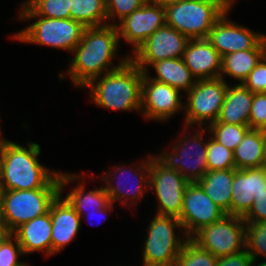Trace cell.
<instances>
[{
	"label": "cell",
	"mask_w": 266,
	"mask_h": 266,
	"mask_svg": "<svg viewBox=\"0 0 266 266\" xmlns=\"http://www.w3.org/2000/svg\"><path fill=\"white\" fill-rule=\"evenodd\" d=\"M8 234V231L6 230L4 225H0V242L3 240V238Z\"/></svg>",
	"instance_id": "obj_42"
},
{
	"label": "cell",
	"mask_w": 266,
	"mask_h": 266,
	"mask_svg": "<svg viewBox=\"0 0 266 266\" xmlns=\"http://www.w3.org/2000/svg\"><path fill=\"white\" fill-rule=\"evenodd\" d=\"M130 169H126L125 167L114 166V168H111V172H103L101 175V180L103 179L104 183L106 184L104 187L106 189L107 194L109 195L110 202L113 204L119 200V202L129 207L131 204L134 206L135 202H139L138 200H142L144 197V193L147 191L149 192V174H150V168H149V155L147 156V160L138 162L137 166H133ZM134 170V171H133ZM134 172V173H133ZM129 173L135 176V181L130 184L131 181V175L129 176ZM117 174L123 178L126 177V182L123 184V181H121L122 178L117 176ZM125 175V177H124ZM116 180L113 182V180ZM128 179V180H127ZM119 180V181H118ZM121 181V182H120ZM130 181V182H128ZM116 184V185H115ZM127 184V185H126ZM134 185L131 188L128 185ZM122 185V186H121ZM127 189V190H126ZM130 200V202H129Z\"/></svg>",
	"instance_id": "obj_14"
},
{
	"label": "cell",
	"mask_w": 266,
	"mask_h": 266,
	"mask_svg": "<svg viewBox=\"0 0 266 266\" xmlns=\"http://www.w3.org/2000/svg\"><path fill=\"white\" fill-rule=\"evenodd\" d=\"M18 19L35 21L21 31L12 34L11 39L21 42L48 46L55 49L71 51L81 41L85 26L78 21L68 19L46 18L41 16H18ZM37 19V20H36Z\"/></svg>",
	"instance_id": "obj_5"
},
{
	"label": "cell",
	"mask_w": 266,
	"mask_h": 266,
	"mask_svg": "<svg viewBox=\"0 0 266 266\" xmlns=\"http://www.w3.org/2000/svg\"><path fill=\"white\" fill-rule=\"evenodd\" d=\"M143 75L144 72L129 59L120 68L93 79L84 88L90 89L91 102L98 107L140 112Z\"/></svg>",
	"instance_id": "obj_3"
},
{
	"label": "cell",
	"mask_w": 266,
	"mask_h": 266,
	"mask_svg": "<svg viewBox=\"0 0 266 266\" xmlns=\"http://www.w3.org/2000/svg\"><path fill=\"white\" fill-rule=\"evenodd\" d=\"M52 222L50 212L38 216L22 224L12 234L17 238L24 255L44 252L46 256L52 255Z\"/></svg>",
	"instance_id": "obj_21"
},
{
	"label": "cell",
	"mask_w": 266,
	"mask_h": 266,
	"mask_svg": "<svg viewBox=\"0 0 266 266\" xmlns=\"http://www.w3.org/2000/svg\"><path fill=\"white\" fill-rule=\"evenodd\" d=\"M226 213L212 201L197 183L186 186L183 208L178 219L186 236L191 238L197 231L221 219Z\"/></svg>",
	"instance_id": "obj_16"
},
{
	"label": "cell",
	"mask_w": 266,
	"mask_h": 266,
	"mask_svg": "<svg viewBox=\"0 0 266 266\" xmlns=\"http://www.w3.org/2000/svg\"><path fill=\"white\" fill-rule=\"evenodd\" d=\"M251 129L266 131V93H254L249 116Z\"/></svg>",
	"instance_id": "obj_36"
},
{
	"label": "cell",
	"mask_w": 266,
	"mask_h": 266,
	"mask_svg": "<svg viewBox=\"0 0 266 266\" xmlns=\"http://www.w3.org/2000/svg\"><path fill=\"white\" fill-rule=\"evenodd\" d=\"M217 259L189 238L182 247L174 266H216Z\"/></svg>",
	"instance_id": "obj_31"
},
{
	"label": "cell",
	"mask_w": 266,
	"mask_h": 266,
	"mask_svg": "<svg viewBox=\"0 0 266 266\" xmlns=\"http://www.w3.org/2000/svg\"><path fill=\"white\" fill-rule=\"evenodd\" d=\"M198 131L187 138V131L183 132L176 143L172 144L171 152L160 151L154 155L169 169L178 171L190 183L198 182L208 171L207 166V141L205 134L207 128H197ZM204 134V135H203ZM182 137V138H181ZM184 138V139H183Z\"/></svg>",
	"instance_id": "obj_8"
},
{
	"label": "cell",
	"mask_w": 266,
	"mask_h": 266,
	"mask_svg": "<svg viewBox=\"0 0 266 266\" xmlns=\"http://www.w3.org/2000/svg\"><path fill=\"white\" fill-rule=\"evenodd\" d=\"M79 179L82 180L85 178L80 174H74V172L71 174L60 172V194L52 202L49 209L52 222V255L60 252L73 242L80 229L82 220L80 215L69 202L62 197L64 187L73 181L79 182Z\"/></svg>",
	"instance_id": "obj_12"
},
{
	"label": "cell",
	"mask_w": 266,
	"mask_h": 266,
	"mask_svg": "<svg viewBox=\"0 0 266 266\" xmlns=\"http://www.w3.org/2000/svg\"><path fill=\"white\" fill-rule=\"evenodd\" d=\"M176 229L182 232L181 238L175 233ZM147 231L148 235L143 243L142 265L174 266L182 247L189 239L180 220L174 216L155 214Z\"/></svg>",
	"instance_id": "obj_6"
},
{
	"label": "cell",
	"mask_w": 266,
	"mask_h": 266,
	"mask_svg": "<svg viewBox=\"0 0 266 266\" xmlns=\"http://www.w3.org/2000/svg\"><path fill=\"white\" fill-rule=\"evenodd\" d=\"M245 223L266 221V190L254 195V202L249 212L243 217Z\"/></svg>",
	"instance_id": "obj_38"
},
{
	"label": "cell",
	"mask_w": 266,
	"mask_h": 266,
	"mask_svg": "<svg viewBox=\"0 0 266 266\" xmlns=\"http://www.w3.org/2000/svg\"><path fill=\"white\" fill-rule=\"evenodd\" d=\"M264 153H265V166H266V131H265V145H264Z\"/></svg>",
	"instance_id": "obj_47"
},
{
	"label": "cell",
	"mask_w": 266,
	"mask_h": 266,
	"mask_svg": "<svg viewBox=\"0 0 266 266\" xmlns=\"http://www.w3.org/2000/svg\"><path fill=\"white\" fill-rule=\"evenodd\" d=\"M180 91L165 83L149 78L144 73L141 95V115L157 122L168 121L176 113L184 110Z\"/></svg>",
	"instance_id": "obj_17"
},
{
	"label": "cell",
	"mask_w": 266,
	"mask_h": 266,
	"mask_svg": "<svg viewBox=\"0 0 266 266\" xmlns=\"http://www.w3.org/2000/svg\"><path fill=\"white\" fill-rule=\"evenodd\" d=\"M182 58L196 80L220 77L222 57L206 38L190 39Z\"/></svg>",
	"instance_id": "obj_20"
},
{
	"label": "cell",
	"mask_w": 266,
	"mask_h": 266,
	"mask_svg": "<svg viewBox=\"0 0 266 266\" xmlns=\"http://www.w3.org/2000/svg\"><path fill=\"white\" fill-rule=\"evenodd\" d=\"M40 152L36 142H28L26 148L5 139L0 146V189L60 188V173L41 165Z\"/></svg>",
	"instance_id": "obj_2"
},
{
	"label": "cell",
	"mask_w": 266,
	"mask_h": 266,
	"mask_svg": "<svg viewBox=\"0 0 266 266\" xmlns=\"http://www.w3.org/2000/svg\"><path fill=\"white\" fill-rule=\"evenodd\" d=\"M234 169L207 171L197 182L207 196L226 214H231Z\"/></svg>",
	"instance_id": "obj_24"
},
{
	"label": "cell",
	"mask_w": 266,
	"mask_h": 266,
	"mask_svg": "<svg viewBox=\"0 0 266 266\" xmlns=\"http://www.w3.org/2000/svg\"><path fill=\"white\" fill-rule=\"evenodd\" d=\"M113 208H114V204L112 202H110L105 208L98 210V212L85 213L83 216H81V219H83V218L85 219V217L87 215V217H88L87 221H88V219L91 218L90 216H95V215L96 216L97 215L100 216L101 215V217L103 216L101 219H103L105 221L106 220V216H108L106 214L111 212Z\"/></svg>",
	"instance_id": "obj_40"
},
{
	"label": "cell",
	"mask_w": 266,
	"mask_h": 266,
	"mask_svg": "<svg viewBox=\"0 0 266 266\" xmlns=\"http://www.w3.org/2000/svg\"><path fill=\"white\" fill-rule=\"evenodd\" d=\"M70 18L85 27L109 24L106 0H71Z\"/></svg>",
	"instance_id": "obj_28"
},
{
	"label": "cell",
	"mask_w": 266,
	"mask_h": 266,
	"mask_svg": "<svg viewBox=\"0 0 266 266\" xmlns=\"http://www.w3.org/2000/svg\"><path fill=\"white\" fill-rule=\"evenodd\" d=\"M1 134H3V133H2L1 127H0V146L2 145L3 141L5 140V138H3V136Z\"/></svg>",
	"instance_id": "obj_46"
},
{
	"label": "cell",
	"mask_w": 266,
	"mask_h": 266,
	"mask_svg": "<svg viewBox=\"0 0 266 266\" xmlns=\"http://www.w3.org/2000/svg\"><path fill=\"white\" fill-rule=\"evenodd\" d=\"M266 190V166L234 169L231 215L244 217L251 209L254 195Z\"/></svg>",
	"instance_id": "obj_19"
},
{
	"label": "cell",
	"mask_w": 266,
	"mask_h": 266,
	"mask_svg": "<svg viewBox=\"0 0 266 266\" xmlns=\"http://www.w3.org/2000/svg\"><path fill=\"white\" fill-rule=\"evenodd\" d=\"M228 13L229 10L213 25L206 38L221 57L241 50L266 49L265 33L229 21Z\"/></svg>",
	"instance_id": "obj_15"
},
{
	"label": "cell",
	"mask_w": 266,
	"mask_h": 266,
	"mask_svg": "<svg viewBox=\"0 0 266 266\" xmlns=\"http://www.w3.org/2000/svg\"><path fill=\"white\" fill-rule=\"evenodd\" d=\"M228 84L222 78L198 79L195 85L185 94L184 130L191 129L197 123L198 127L207 128L216 122ZM204 123V124H203ZM191 126V127H190Z\"/></svg>",
	"instance_id": "obj_9"
},
{
	"label": "cell",
	"mask_w": 266,
	"mask_h": 266,
	"mask_svg": "<svg viewBox=\"0 0 266 266\" xmlns=\"http://www.w3.org/2000/svg\"><path fill=\"white\" fill-rule=\"evenodd\" d=\"M253 258L246 250L240 253L223 256L217 259L216 266H252Z\"/></svg>",
	"instance_id": "obj_39"
},
{
	"label": "cell",
	"mask_w": 266,
	"mask_h": 266,
	"mask_svg": "<svg viewBox=\"0 0 266 266\" xmlns=\"http://www.w3.org/2000/svg\"><path fill=\"white\" fill-rule=\"evenodd\" d=\"M265 55L266 49H248L224 55L221 60L220 78L226 81V75L242 84Z\"/></svg>",
	"instance_id": "obj_26"
},
{
	"label": "cell",
	"mask_w": 266,
	"mask_h": 266,
	"mask_svg": "<svg viewBox=\"0 0 266 266\" xmlns=\"http://www.w3.org/2000/svg\"><path fill=\"white\" fill-rule=\"evenodd\" d=\"M0 225H3V221H2V207H1V189H0Z\"/></svg>",
	"instance_id": "obj_45"
},
{
	"label": "cell",
	"mask_w": 266,
	"mask_h": 266,
	"mask_svg": "<svg viewBox=\"0 0 266 266\" xmlns=\"http://www.w3.org/2000/svg\"><path fill=\"white\" fill-rule=\"evenodd\" d=\"M242 84L253 93H266V55Z\"/></svg>",
	"instance_id": "obj_37"
},
{
	"label": "cell",
	"mask_w": 266,
	"mask_h": 266,
	"mask_svg": "<svg viewBox=\"0 0 266 266\" xmlns=\"http://www.w3.org/2000/svg\"><path fill=\"white\" fill-rule=\"evenodd\" d=\"M22 255L24 254L17 238L8 233L0 242V266H28L18 260Z\"/></svg>",
	"instance_id": "obj_34"
},
{
	"label": "cell",
	"mask_w": 266,
	"mask_h": 266,
	"mask_svg": "<svg viewBox=\"0 0 266 266\" xmlns=\"http://www.w3.org/2000/svg\"><path fill=\"white\" fill-rule=\"evenodd\" d=\"M119 41L116 25L86 27L81 41L71 52L74 57L66 70L73 85L84 88L93 79L123 66L130 59L129 54L116 65L113 63Z\"/></svg>",
	"instance_id": "obj_1"
},
{
	"label": "cell",
	"mask_w": 266,
	"mask_h": 266,
	"mask_svg": "<svg viewBox=\"0 0 266 266\" xmlns=\"http://www.w3.org/2000/svg\"><path fill=\"white\" fill-rule=\"evenodd\" d=\"M245 250L253 260L260 255L266 259V221L246 223Z\"/></svg>",
	"instance_id": "obj_33"
},
{
	"label": "cell",
	"mask_w": 266,
	"mask_h": 266,
	"mask_svg": "<svg viewBox=\"0 0 266 266\" xmlns=\"http://www.w3.org/2000/svg\"><path fill=\"white\" fill-rule=\"evenodd\" d=\"M246 223L243 217L224 215L197 231L191 239L217 258L245 250Z\"/></svg>",
	"instance_id": "obj_10"
},
{
	"label": "cell",
	"mask_w": 266,
	"mask_h": 266,
	"mask_svg": "<svg viewBox=\"0 0 266 266\" xmlns=\"http://www.w3.org/2000/svg\"><path fill=\"white\" fill-rule=\"evenodd\" d=\"M71 0H26L21 3L19 16L70 18Z\"/></svg>",
	"instance_id": "obj_29"
},
{
	"label": "cell",
	"mask_w": 266,
	"mask_h": 266,
	"mask_svg": "<svg viewBox=\"0 0 266 266\" xmlns=\"http://www.w3.org/2000/svg\"><path fill=\"white\" fill-rule=\"evenodd\" d=\"M116 24L119 40L131 43L133 53L159 28L166 24L165 8L145 2Z\"/></svg>",
	"instance_id": "obj_18"
},
{
	"label": "cell",
	"mask_w": 266,
	"mask_h": 266,
	"mask_svg": "<svg viewBox=\"0 0 266 266\" xmlns=\"http://www.w3.org/2000/svg\"><path fill=\"white\" fill-rule=\"evenodd\" d=\"M82 183L83 181L79 182V185L70 190L64 197L80 217L85 213L98 212V210L105 208L110 203L109 195L104 185L86 192V184Z\"/></svg>",
	"instance_id": "obj_27"
},
{
	"label": "cell",
	"mask_w": 266,
	"mask_h": 266,
	"mask_svg": "<svg viewBox=\"0 0 266 266\" xmlns=\"http://www.w3.org/2000/svg\"><path fill=\"white\" fill-rule=\"evenodd\" d=\"M145 2L146 0H106L108 21L111 20V25L118 24L119 21L140 8ZM116 19H119L117 23L114 21Z\"/></svg>",
	"instance_id": "obj_35"
},
{
	"label": "cell",
	"mask_w": 266,
	"mask_h": 266,
	"mask_svg": "<svg viewBox=\"0 0 266 266\" xmlns=\"http://www.w3.org/2000/svg\"><path fill=\"white\" fill-rule=\"evenodd\" d=\"M189 38L165 24L154 32L130 55V59L143 71L154 62L170 58H182Z\"/></svg>",
	"instance_id": "obj_13"
},
{
	"label": "cell",
	"mask_w": 266,
	"mask_h": 266,
	"mask_svg": "<svg viewBox=\"0 0 266 266\" xmlns=\"http://www.w3.org/2000/svg\"><path fill=\"white\" fill-rule=\"evenodd\" d=\"M207 129V133L217 142L234 151L251 128L236 124L212 123Z\"/></svg>",
	"instance_id": "obj_30"
},
{
	"label": "cell",
	"mask_w": 266,
	"mask_h": 266,
	"mask_svg": "<svg viewBox=\"0 0 266 266\" xmlns=\"http://www.w3.org/2000/svg\"><path fill=\"white\" fill-rule=\"evenodd\" d=\"M265 131L250 129L233 151L236 169L265 166Z\"/></svg>",
	"instance_id": "obj_25"
},
{
	"label": "cell",
	"mask_w": 266,
	"mask_h": 266,
	"mask_svg": "<svg viewBox=\"0 0 266 266\" xmlns=\"http://www.w3.org/2000/svg\"><path fill=\"white\" fill-rule=\"evenodd\" d=\"M154 68L156 76H151L145 71L150 79L165 83L173 88L187 93L196 83V78L191 74L184 63L183 58H170L154 62L150 65Z\"/></svg>",
	"instance_id": "obj_23"
},
{
	"label": "cell",
	"mask_w": 266,
	"mask_h": 266,
	"mask_svg": "<svg viewBox=\"0 0 266 266\" xmlns=\"http://www.w3.org/2000/svg\"><path fill=\"white\" fill-rule=\"evenodd\" d=\"M59 194L60 188L1 190L2 221L8 233L46 214Z\"/></svg>",
	"instance_id": "obj_7"
},
{
	"label": "cell",
	"mask_w": 266,
	"mask_h": 266,
	"mask_svg": "<svg viewBox=\"0 0 266 266\" xmlns=\"http://www.w3.org/2000/svg\"><path fill=\"white\" fill-rule=\"evenodd\" d=\"M206 157L208 171L236 169L233 151L221 145L212 136L208 138Z\"/></svg>",
	"instance_id": "obj_32"
},
{
	"label": "cell",
	"mask_w": 266,
	"mask_h": 266,
	"mask_svg": "<svg viewBox=\"0 0 266 266\" xmlns=\"http://www.w3.org/2000/svg\"><path fill=\"white\" fill-rule=\"evenodd\" d=\"M149 189L155 191L158 208L156 214L179 217L184 193L190 183L178 171L169 169L154 155H149Z\"/></svg>",
	"instance_id": "obj_11"
},
{
	"label": "cell",
	"mask_w": 266,
	"mask_h": 266,
	"mask_svg": "<svg viewBox=\"0 0 266 266\" xmlns=\"http://www.w3.org/2000/svg\"><path fill=\"white\" fill-rule=\"evenodd\" d=\"M253 94V92L241 83H237L234 86H230L229 83L224 103L219 116L214 123L249 126V116Z\"/></svg>",
	"instance_id": "obj_22"
},
{
	"label": "cell",
	"mask_w": 266,
	"mask_h": 266,
	"mask_svg": "<svg viewBox=\"0 0 266 266\" xmlns=\"http://www.w3.org/2000/svg\"><path fill=\"white\" fill-rule=\"evenodd\" d=\"M223 1L230 9H232V6L236 0H221Z\"/></svg>",
	"instance_id": "obj_44"
},
{
	"label": "cell",
	"mask_w": 266,
	"mask_h": 266,
	"mask_svg": "<svg viewBox=\"0 0 266 266\" xmlns=\"http://www.w3.org/2000/svg\"><path fill=\"white\" fill-rule=\"evenodd\" d=\"M180 1H184V0H146V2H149V3H153V4H157L161 7H166V6H169L171 4H175V3H178Z\"/></svg>",
	"instance_id": "obj_41"
},
{
	"label": "cell",
	"mask_w": 266,
	"mask_h": 266,
	"mask_svg": "<svg viewBox=\"0 0 266 266\" xmlns=\"http://www.w3.org/2000/svg\"><path fill=\"white\" fill-rule=\"evenodd\" d=\"M258 263V264H257ZM266 266V259H263L262 261L254 260L252 266Z\"/></svg>",
	"instance_id": "obj_43"
},
{
	"label": "cell",
	"mask_w": 266,
	"mask_h": 266,
	"mask_svg": "<svg viewBox=\"0 0 266 266\" xmlns=\"http://www.w3.org/2000/svg\"><path fill=\"white\" fill-rule=\"evenodd\" d=\"M228 10L221 0H184L165 7L166 24L189 39H205Z\"/></svg>",
	"instance_id": "obj_4"
}]
</instances>
